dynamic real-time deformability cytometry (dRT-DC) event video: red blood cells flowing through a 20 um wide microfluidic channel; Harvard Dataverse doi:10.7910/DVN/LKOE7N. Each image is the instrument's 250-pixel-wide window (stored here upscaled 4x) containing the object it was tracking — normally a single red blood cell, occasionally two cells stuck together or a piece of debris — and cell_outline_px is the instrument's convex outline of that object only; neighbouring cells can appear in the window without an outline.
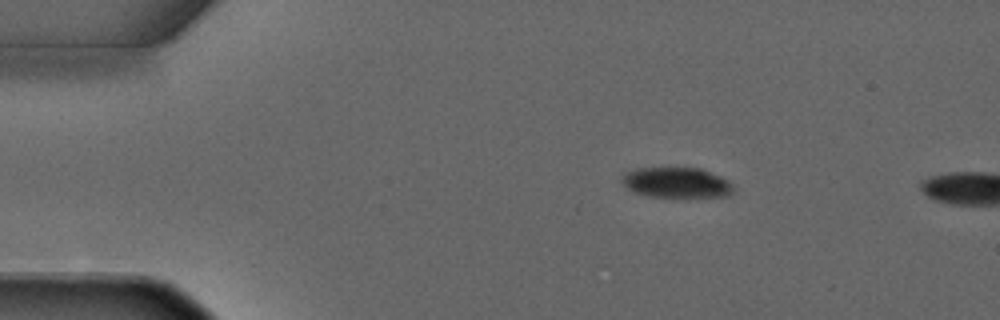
{"species": "common noctule bat (a hibernating species)", "species_latin": "Nyctalus noctula", "temperature_condition": "warm", "stored_images_in_passage": 2, "camera_frame_rate_fps": 3000, "um_per_image_px": 0.085, "animal": {"sex": "male", "forearm_length_mm": 52.5}, "frame": {"image": 1, "passage_image": 1, "time_ms": 0.0, "image_size_px": [1000, 320], "cell_outline_px": [[732, 192], [728, 196], [648, 196], [632, 192], [620, 180], [620, 176], [624, 172], [636, 168], [700, 168], [720, 176], [728, 180], [732, 184]], "centroid_in_image_um": [57.44, 15.5], "position_along_channel_um": 27.6, "area_um2": 19.59}}